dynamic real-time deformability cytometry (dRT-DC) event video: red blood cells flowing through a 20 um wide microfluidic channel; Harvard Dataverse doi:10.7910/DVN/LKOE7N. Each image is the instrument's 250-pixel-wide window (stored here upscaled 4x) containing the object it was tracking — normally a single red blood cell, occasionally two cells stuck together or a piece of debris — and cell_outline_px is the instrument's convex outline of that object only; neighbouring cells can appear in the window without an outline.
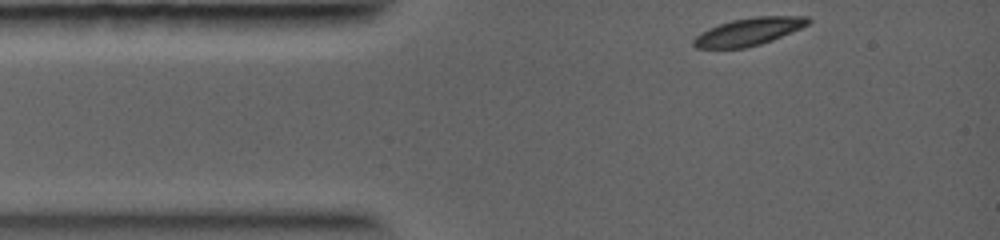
{"species": "common noctule bat (a hibernating species)", "species_latin": "Nyctalus noctula", "temperature_condition": "warm", "stored_images_in_passage": 20, "camera_frame_rate_fps": 5000, "um_per_image_px": 0.085, "animal": {"sex": "female", "body_mass_g": 19.0, "forearm_length_mm": 56.7}, "frame": {"image": 1, "passage_image": 1, "time_ms": 0.0, "image_size_px": [1000, 240], "cell_outline_px": [[812, 20], [808, 24], [800, 28], [772, 40], [760, 44], [744, 48], [696, 48], [692, 44], [692, 40], [700, 32], [708, 28], [732, 20], [756, 16], [808, 16]], "centroid_in_image_um": [63.62, 2.68], "position_along_channel_um": 21.4, "area_um2": 18.32}}
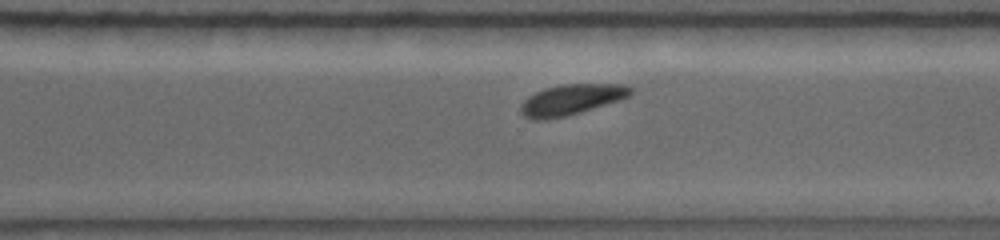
{"frame": {"image": 2, "passage_image": 17, "time_ms": 7.2, "image_size_px": [1000, 240], "cell_outline_px": [[632, 92], [628, 96], [580, 112], [564, 116], [544, 120], [532, 120], [524, 116], [520, 112], [520, 104], [528, 96], [544, 88], [560, 84], [624, 84], [632, 88]], "centroid_in_image_um": [48.48, 8.46], "position_along_channel_um": 322.1, "area_um2": 19.36}}
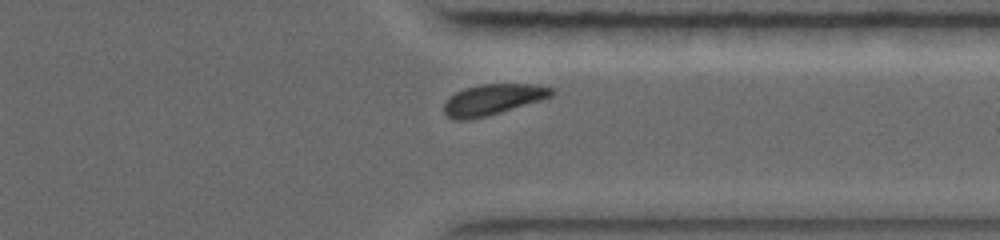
{"frame": {"image": 3, "passage_image": 19, "time_ms": 8.2, "image_size_px": [1000, 240], "cell_outline_px": [[556, 92], [552, 96], [540, 100], [500, 112], [468, 120], [452, 120], [444, 112], [444, 104], [456, 92], [464, 88], [480, 84], [536, 84], [552, 88]], "centroid_in_image_um": [41.89, 8.45], "position_along_channel_um": 369.5, "area_um2": 19.07}}